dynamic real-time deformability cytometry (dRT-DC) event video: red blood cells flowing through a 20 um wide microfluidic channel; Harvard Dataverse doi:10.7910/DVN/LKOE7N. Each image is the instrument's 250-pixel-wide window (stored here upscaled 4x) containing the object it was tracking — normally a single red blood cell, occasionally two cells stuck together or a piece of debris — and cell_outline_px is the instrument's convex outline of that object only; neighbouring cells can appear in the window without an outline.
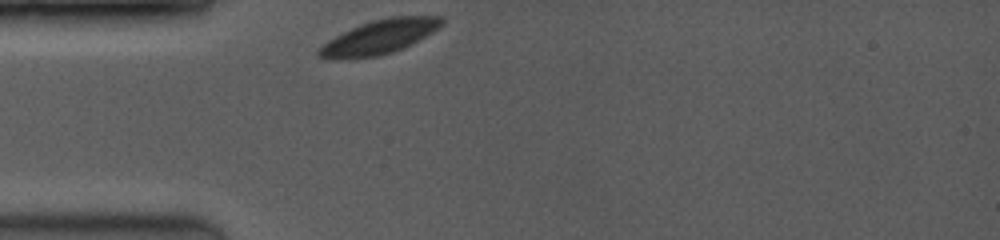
{"species": "common noctule bat (a hibernating species)", "species_latin": "Nyctalus noctula", "temperature_condition": "room temperature", "stored_images_in_passage": 42, "camera_frame_rate_fps": 3500, "um_per_image_px": 0.085, "animal": {"sex": "female", "body_mass_g": 19.0, "forearm_length_mm": 53.3}, "frame": {"image": 1, "passage_image": 1, "time_ms": 0.0, "image_size_px": [1000, 240], "cell_outline_px": [[444, 24], [440, 28], [392, 52], [376, 56], [340, 60], [328, 60], [316, 56], [316, 48], [328, 40], [360, 24], [372, 20], [392, 16], [444, 16]], "centroid_in_image_um": [32.17, 3.15], "position_along_channel_um": 52.8, "area_um2": 24.45}}
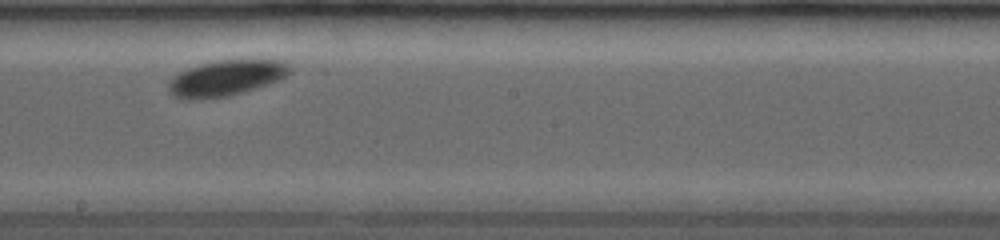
{"frame": {"image": 2, "passage_image": 20, "time_ms": 4.857, "image_size_px": [1000, 240], "cell_outline_px": [[292, 72], [288, 76], [280, 80], [228, 96], [192, 100], [188, 100], [172, 96], [168, 92], [168, 80], [172, 76], [188, 68], [200, 64], [220, 60], [276, 60], [288, 64], [292, 68]], "centroid_in_image_um": [19.18, 6.64], "position_along_channel_um": 229.0, "area_um2": 25.32}}
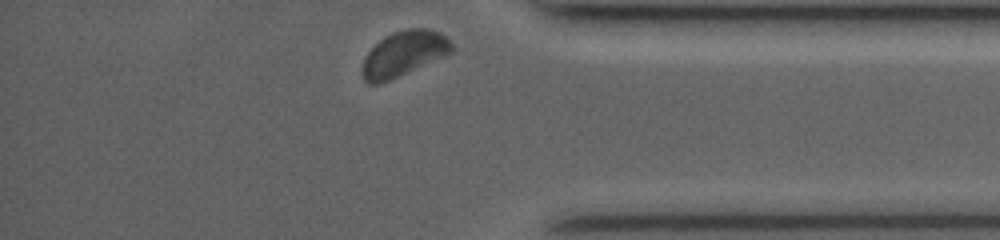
{"frame": {"image": 3, "passage_image": 41, "time_ms": 9.429, "image_size_px": [1000, 240], "cell_outline_px": [[452, 52], [388, 80], [376, 84], [368, 84], [364, 80], [360, 72], [364, 56], [384, 36], [392, 32], [408, 28], [428, 28], [440, 32], [452, 44]], "centroid_in_image_um": [34.26, 4.54], "position_along_channel_um": 400.9, "area_um2": 23.18}, "authors_computed_cell_mechanics": {"area_um2": 24.5939, "velocity_mm_per_s": 3.8315, "shape_relaxation_time_tau1_ms": 0.4545, "shape_relaxation_time_tau2_ms": null, "deformation_change_tau1": 0.0317, "deformation_change_tau2": null}}